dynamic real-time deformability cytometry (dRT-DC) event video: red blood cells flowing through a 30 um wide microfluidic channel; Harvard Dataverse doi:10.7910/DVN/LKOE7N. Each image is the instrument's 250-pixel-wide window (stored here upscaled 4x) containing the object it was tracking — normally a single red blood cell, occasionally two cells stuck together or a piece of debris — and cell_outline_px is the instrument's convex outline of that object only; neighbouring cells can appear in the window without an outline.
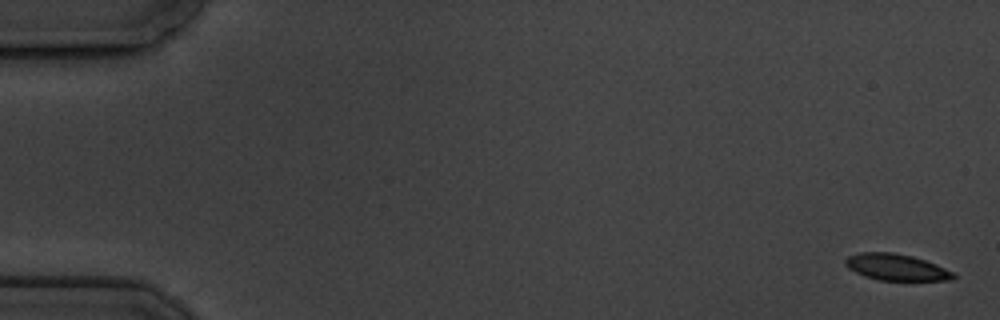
{"species": "common noctule bat (a hibernating species)", "species_latin": "Nyctalus noctula", "temperature_condition": "cold", "stored_images_in_passage": 5, "camera_frame_rate_fps": 3000, "um_per_image_px": 0.085, "animal": {"sex": "male", "body_mass_g": 19.5, "forearm_length_mm": 54.6}, "frame": {"image": 1, "passage_image": 1, "time_ms": 0.0, "image_size_px": [1000, 320], "cell_outline_px": [[956, 276], [952, 280], [880, 280], [864, 276], [848, 268], [844, 264], [844, 260], [848, 256], [860, 252], [892, 252], [912, 256], [936, 264], [952, 272]], "centroid_in_image_um": [76.14, 22.7], "position_along_channel_um": 8.9, "area_um2": 16.53}}
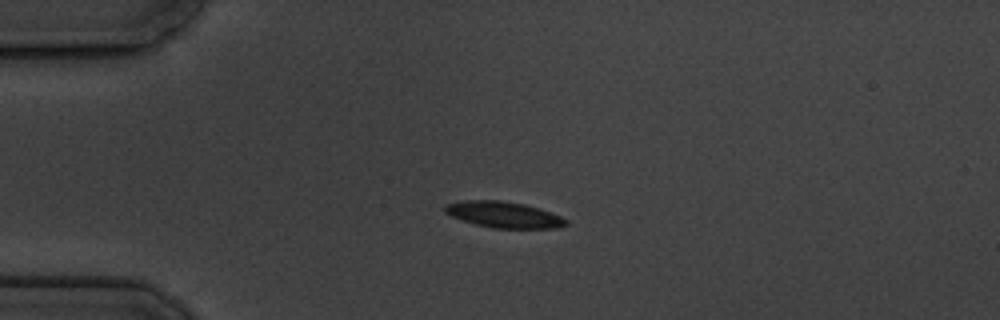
{"frame": {"image": 2, "passage_image": 4, "time_ms": 4.333, "image_size_px": [1000, 320], "cell_outline_px": [[568, 224], [556, 228], [492, 228], [476, 224], [452, 216], [444, 212], [444, 204], [464, 200], [500, 200], [524, 204], [560, 216], [568, 220]], "centroid_in_image_um": [42.79, 18.24], "position_along_channel_um": 42.2, "area_um2": 18.21}}